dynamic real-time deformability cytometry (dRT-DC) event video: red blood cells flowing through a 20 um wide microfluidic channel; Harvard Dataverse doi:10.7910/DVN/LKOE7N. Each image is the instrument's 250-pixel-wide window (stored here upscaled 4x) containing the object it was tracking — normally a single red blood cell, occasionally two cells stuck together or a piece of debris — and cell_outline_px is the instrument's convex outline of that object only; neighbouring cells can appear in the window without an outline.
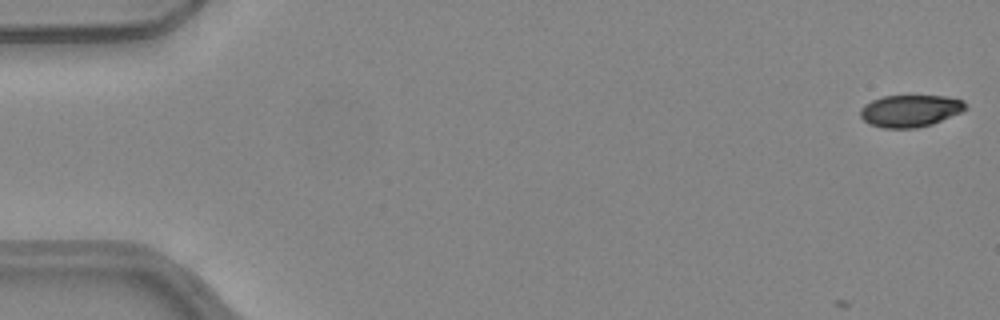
{"species": "common noctule bat (a hibernating species)", "species_latin": "Nyctalus noctula", "temperature_condition": "warm", "stored_images_in_passage": 9, "camera_frame_rate_fps": 3000, "um_per_image_px": 0.085, "animal": {"sex": "female", "body_mass_g": 24.6, "forearm_length_mm": 56.2}, "frame": {"image": 1, "passage_image": 1, "time_ms": 0.0, "image_size_px": [1000, 320], "cell_outline_px": [[968, 108], [960, 112], [932, 124], [916, 128], [884, 128], [868, 124], [860, 116], [860, 108], [864, 104], [872, 100], [884, 96], [944, 96], [964, 100], [968, 104]], "centroid_in_image_um": [77.36, 9.42], "position_along_channel_um": 7.6, "area_um2": 19.71}}